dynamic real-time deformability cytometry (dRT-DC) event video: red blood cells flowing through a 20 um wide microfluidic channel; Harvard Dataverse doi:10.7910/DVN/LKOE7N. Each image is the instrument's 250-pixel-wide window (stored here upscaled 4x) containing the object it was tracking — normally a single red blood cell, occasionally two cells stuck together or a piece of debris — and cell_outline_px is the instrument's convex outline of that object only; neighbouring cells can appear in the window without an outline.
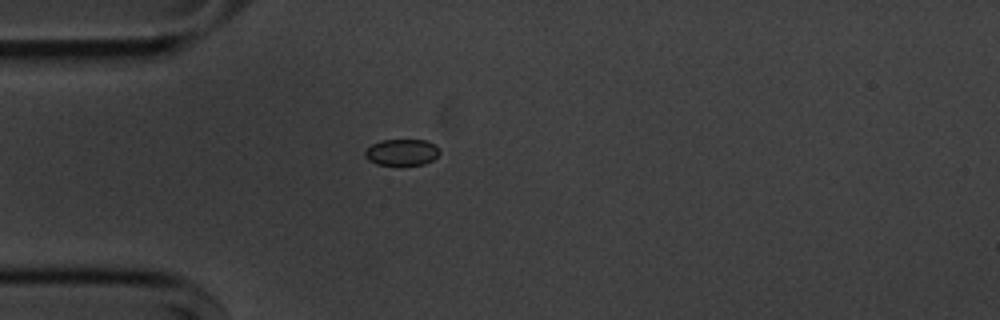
{"species": "common noctule bat (a hibernating species)", "species_latin": "Nyctalus noctula", "temperature_condition": "cold", "stored_images_in_passage": 41, "camera_frame_rate_fps": 3000, "um_per_image_px": 0.085, "animal": {"sex": "male", "body_mass_g": 20.1, "forearm_length_mm": 53.5}, "frame": {"image": 1, "passage_image": 1, "time_ms": 0.0, "image_size_px": [1000, 320], "cell_outline_px": [[440, 152], [432, 160], [424, 164], [400, 168], [376, 164], [368, 160], [364, 156], [364, 152], [372, 144], [380, 140], [424, 140], [440, 148]], "centroid_in_image_um": [34.12, 13.0], "position_along_channel_um": 50.9, "area_um2": 11.96}}
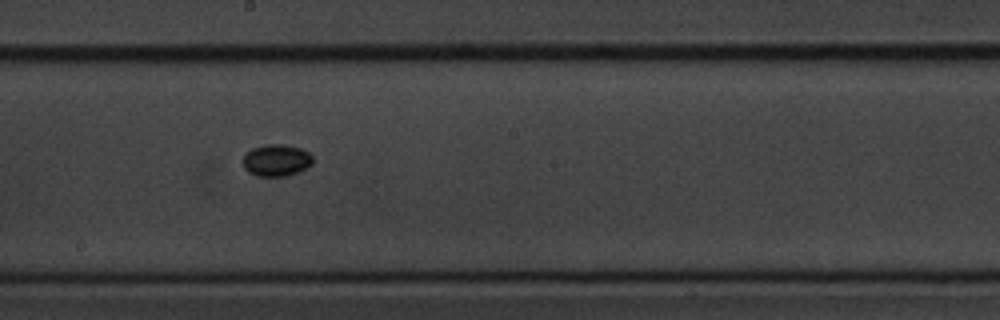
{"frame": {"image": 2, "passage_image": 16, "time_ms": 5.0, "image_size_px": [1000, 320], "cell_outline_px": [[312, 164], [288, 176], [256, 176], [248, 172], [244, 168], [244, 156], [252, 148], [264, 144], [284, 144], [300, 148], [308, 152], [312, 156]], "centroid_in_image_um": [23.48, 13.62], "position_along_channel_um": 224.7, "area_um2": 12.89}}
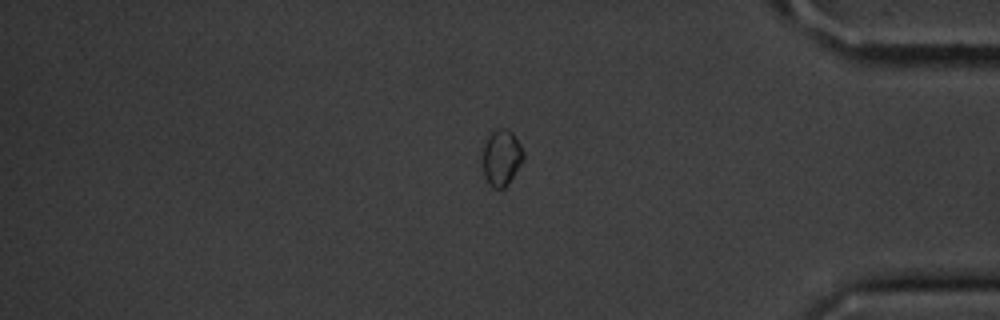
{"frame": {"image": 3, "passage_image": 32, "time_ms": 10.333, "image_size_px": [1000, 320], "cell_outline_px": [[524, 160], [508, 184], [504, 188], [492, 188], [488, 184], [484, 176], [480, 156], [484, 144], [488, 136], [492, 132], [500, 128], [504, 128], [512, 132], [520, 144], [524, 152]], "centroid_in_image_um": [42.6, 13.42], "position_along_channel_um": 392.6, "area_um2": 13.7}}